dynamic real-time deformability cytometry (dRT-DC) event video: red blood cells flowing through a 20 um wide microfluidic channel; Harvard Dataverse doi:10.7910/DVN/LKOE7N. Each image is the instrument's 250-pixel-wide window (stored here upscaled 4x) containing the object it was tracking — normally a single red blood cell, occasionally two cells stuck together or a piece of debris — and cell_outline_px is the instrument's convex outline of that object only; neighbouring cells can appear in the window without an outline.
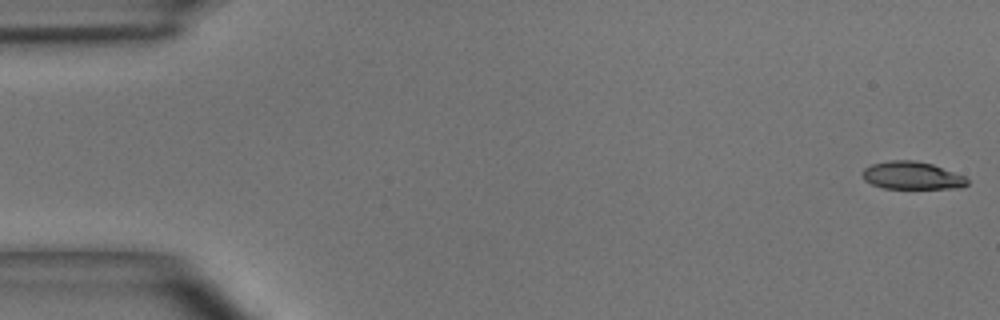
{"species": "common noctule bat (a hibernating species)", "species_latin": "Nyctalus noctula", "temperature_condition": "room temperature", "stored_images_in_passage": 49, "camera_frame_rate_fps": 3000, "um_per_image_px": 0.085, "animal": {"sex": "male", "body_mass_g": 15.6}, "frame": {"image": 1, "passage_image": 1, "time_ms": 0.0, "image_size_px": [1000, 320], "cell_outline_px": [[968, 184], [960, 188], [884, 188], [872, 184], [864, 180], [860, 172], [864, 168], [872, 164], [892, 160], [912, 160], [932, 164], [964, 176], [968, 180]], "centroid_in_image_um": [77.49, 14.92], "position_along_channel_um": 7.5, "area_um2": 16.82}}
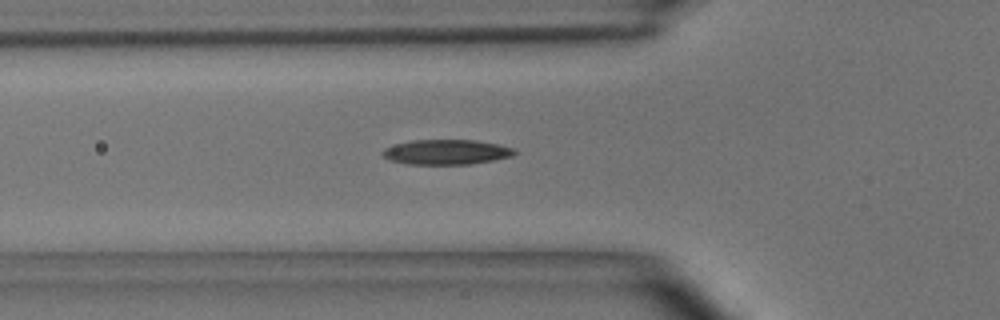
{"frame": {"image": 2, "passage_image": 17, "time_ms": 5.333, "image_size_px": [1000, 320], "cell_outline_px": [[516, 152], [512, 156], [492, 160], [468, 164], [408, 164], [388, 160], [384, 156], [384, 148], [396, 144], [412, 140], [476, 140], [500, 144], [516, 148]], "centroid_in_image_um": [37.98, 12.92], "position_along_channel_um": 87.8, "area_um2": 19.13}}
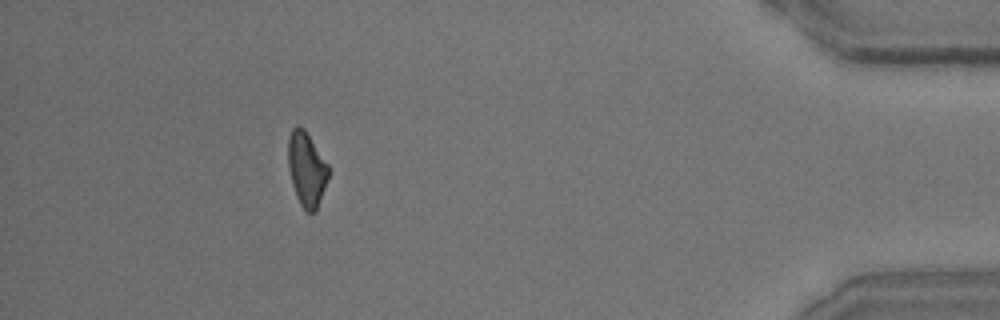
{"frame": {"image": 3, "passage_image": 45, "time_ms": 14.667, "image_size_px": [1000, 320], "cell_outline_px": [[328, 180], [316, 212], [308, 212], [300, 204], [296, 196], [292, 184], [288, 164], [288, 136], [292, 128], [296, 124], [304, 128], [328, 164]], "centroid_in_image_um": [26.06, 14.36], "position_along_channel_um": 409.1, "area_um2": 17.51}, "authors_computed_cell_mechanics": {"area_um2": 18.0336, "velocity_mm_per_s": 4.0308, "shape_relaxation_time_tau1_ms": 3.9533, "shape_relaxation_time_tau2_ms": 9.1551, "deformation_change_tau1": 0.1458, "deformation_change_tau2": 0.2043}}